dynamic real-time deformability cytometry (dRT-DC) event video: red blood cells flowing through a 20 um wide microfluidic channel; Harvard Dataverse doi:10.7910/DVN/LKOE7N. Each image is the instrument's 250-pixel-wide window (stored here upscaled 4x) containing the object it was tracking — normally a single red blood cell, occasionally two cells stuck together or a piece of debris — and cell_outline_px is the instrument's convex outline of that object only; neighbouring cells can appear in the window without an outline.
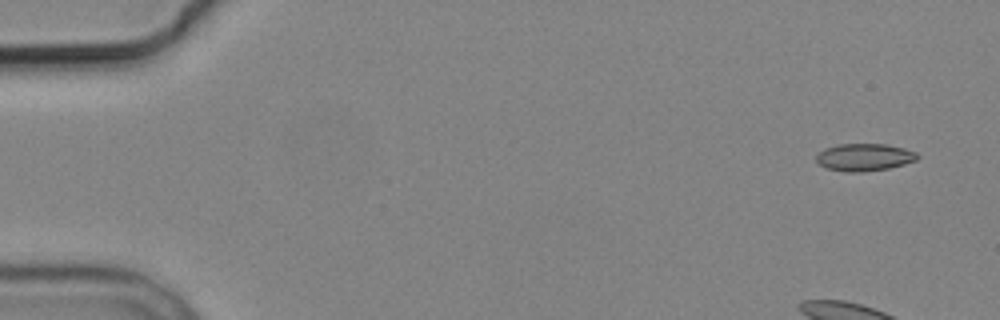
{"species": "common noctule bat (a hibernating species)", "species_latin": "Nyctalus noctula", "temperature_condition": "cold", "stored_images_in_passage": 4, "camera_frame_rate_fps": 3000, "um_per_image_px": 0.085, "animal": {"sex": "male", "body_mass_g": 19.2, "forearm_length_mm": 51.8}, "frame": {"image": 1, "passage_image": 1, "time_ms": 0.0, "image_size_px": [1000, 320], "cell_outline_px": [[920, 156], [916, 160], [904, 164], [888, 168], [860, 172], [844, 172], [828, 168], [820, 164], [816, 160], [816, 156], [824, 148], [840, 144], [884, 144], [904, 148], [916, 152]], "centroid_in_image_um": [73.48, 13.36], "position_along_channel_um": 11.5, "area_um2": 16.01}}